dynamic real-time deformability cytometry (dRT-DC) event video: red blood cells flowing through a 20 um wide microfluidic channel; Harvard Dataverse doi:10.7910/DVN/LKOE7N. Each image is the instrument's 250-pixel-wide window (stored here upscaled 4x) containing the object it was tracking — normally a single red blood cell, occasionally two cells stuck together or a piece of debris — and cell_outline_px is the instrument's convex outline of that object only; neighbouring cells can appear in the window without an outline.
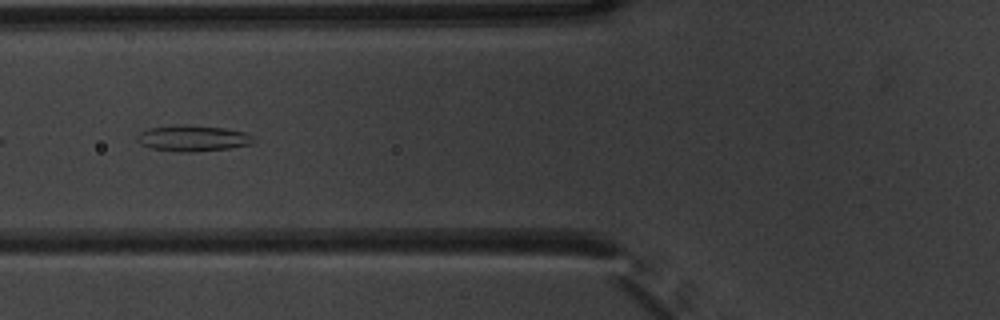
{"species": "common noctule bat (a hibernating species)", "species_latin": "Nyctalus noctula", "temperature_condition": "warm", "stored_images_in_passage": 31, "camera_frame_rate_fps": 3000, "um_per_image_px": 0.085, "animal": {"sex": "male", "body_mass_g": 20.1, "forearm_length_mm": 53.5}, "frame": {"image": 1, "passage_image": 5, "time_ms": 1.333, "image_size_px": [1000, 320], "cell_outline_px": [[256, 140], [252, 144], [228, 148], [192, 152], [180, 152], [148, 148], [136, 140], [136, 136], [140, 132], [148, 128], [180, 124], [184, 124], [224, 128], [244, 132], [252, 136]], "centroid_in_image_um": [16.36, 11.75], "position_along_channel_um": 109.4, "area_um2": 17.74}}
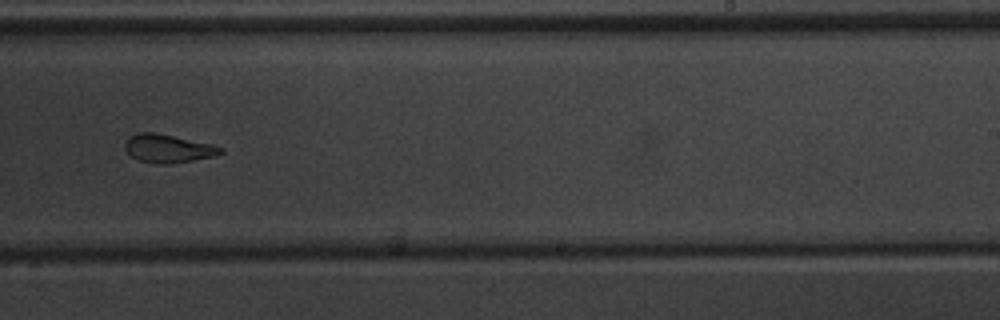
{"frame": {"image": 2, "passage_image": 18, "time_ms": 5.667, "image_size_px": [1000, 320], "cell_outline_px": [[224, 152], [216, 156], [172, 164], [156, 164], [140, 160], [132, 156], [124, 148], [124, 144], [128, 136], [136, 132], [156, 132], [212, 144], [224, 148]], "centroid_in_image_um": [14.29, 12.61], "position_along_channel_um": 274.7, "area_um2": 16.01}}
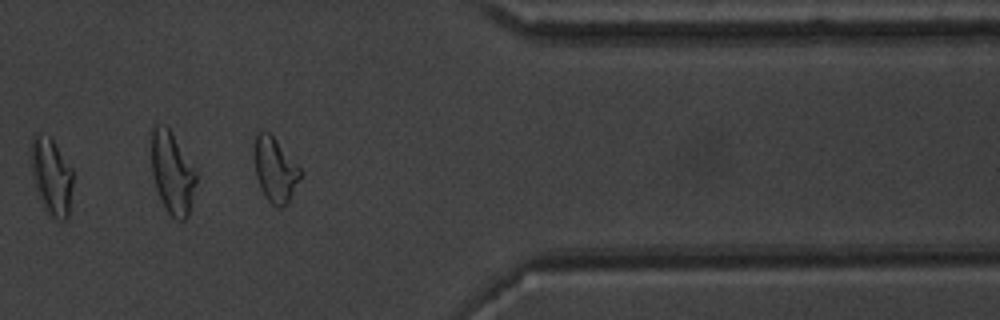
{"frame": {"image": 3, "passage_image": 28, "time_ms": 9.0, "image_size_px": [1000, 320], "cell_outline_px": [[72, 184], [68, 216], [64, 220], [56, 220], [48, 216], [36, 188], [32, 176], [32, 136], [36, 132], [52, 136], [72, 168]], "centroid_in_image_um": [4.38, 14.96], "position_along_channel_um": 407.0, "area_um2": 18.84}, "authors_computed_cell_mechanics": {"area_um2": 16.3574, "velocity_mm_per_s": 3.819, "shape_relaxation_time_tau1_ms": null, "shape_relaxation_time_tau2_ms": 2.1305, "deformation_change_tau1": null, "deformation_change_tau2": 0.0963}}